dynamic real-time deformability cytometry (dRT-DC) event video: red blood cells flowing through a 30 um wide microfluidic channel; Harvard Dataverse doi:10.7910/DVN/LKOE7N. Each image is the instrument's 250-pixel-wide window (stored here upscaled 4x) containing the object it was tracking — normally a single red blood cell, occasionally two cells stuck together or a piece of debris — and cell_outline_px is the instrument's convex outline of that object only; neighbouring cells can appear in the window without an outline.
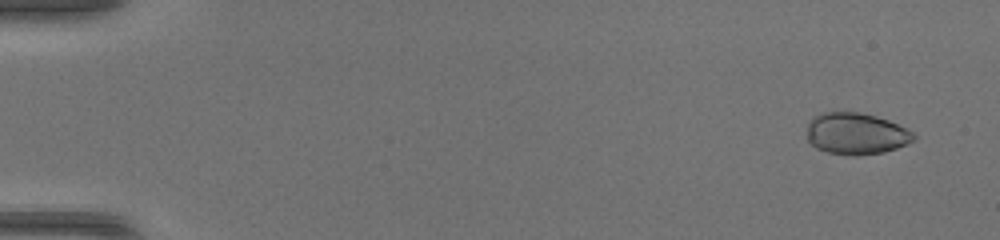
{"species": "common noctule bat (a hibernating species)", "species_latin": "Nyctalus noctula", "temperature_condition": "warm", "stored_images_in_passage": 50, "camera_frame_rate_fps": 3000, "um_per_image_px": 0.085, "animal": {"sex": "female", "body_mass_g": 17.0, "forearm_length_mm": 48.0}, "frame": {"image": 1, "passage_image": 3, "time_ms": 0.667, "image_size_px": [1000, 240], "cell_outline_px": [[916, 140], [908, 144], [884, 152], [856, 156], [852, 156], [828, 152], [816, 148], [808, 140], [808, 120], [812, 116], [820, 112], [860, 112], [876, 116], [888, 120], [912, 132], [916, 136]], "centroid_in_image_um": [72.75, 11.36], "position_along_channel_um": 12.2, "area_um2": 26.07}}
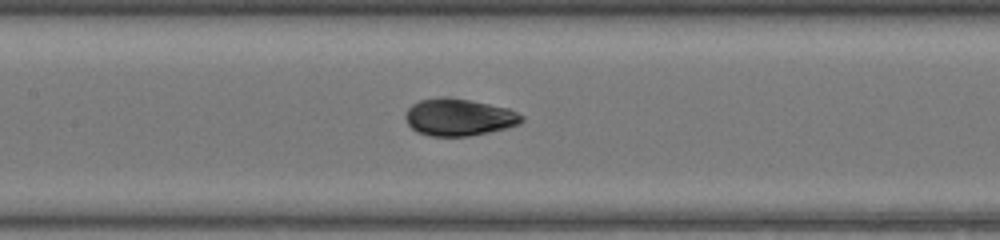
{"frame": {"image": 2, "passage_image": 25, "time_ms": 8.0, "image_size_px": [1000, 240], "cell_outline_px": [[524, 120], [520, 124], [508, 128], [468, 136], [432, 136], [416, 132], [408, 124], [404, 116], [408, 108], [412, 104], [420, 100], [440, 96], [448, 96], [508, 108], [524, 116]], "centroid_in_image_um": [39.0, 9.96], "position_along_channel_um": 168.4, "area_um2": 25.26}}
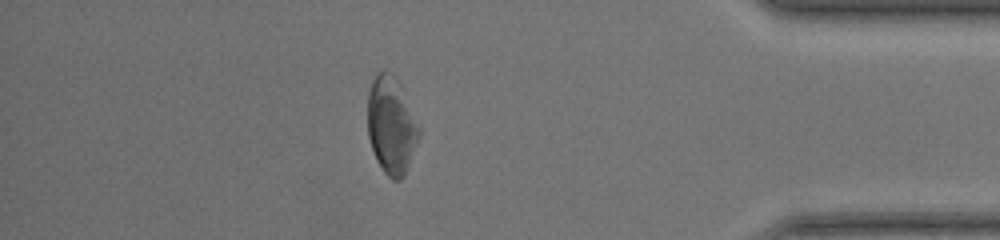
{"frame": {"image": 3, "passage_image": 44, "time_ms": 14.333, "image_size_px": [1000, 240], "cell_outline_px": [[420, 136], [404, 176], [400, 180], [392, 180], [384, 172], [376, 160], [368, 136], [368, 92], [372, 80], [376, 72], [384, 68], [392, 72], [396, 76], [400, 84], [420, 128]], "centroid_in_image_um": [33.25, 10.61], "position_along_channel_um": 401.9, "area_um2": 29.36}, "authors_computed_cell_mechanics": {"area_um2": 25.7788, "velocity_mm_per_s": 4.2369, "shape_relaxation_time_tau1_ms": 2.256, "shape_relaxation_time_tau2_ms": 1.6525, "deformation_change_tau1": 0.1024, "deformation_change_tau2": 0.0578}}